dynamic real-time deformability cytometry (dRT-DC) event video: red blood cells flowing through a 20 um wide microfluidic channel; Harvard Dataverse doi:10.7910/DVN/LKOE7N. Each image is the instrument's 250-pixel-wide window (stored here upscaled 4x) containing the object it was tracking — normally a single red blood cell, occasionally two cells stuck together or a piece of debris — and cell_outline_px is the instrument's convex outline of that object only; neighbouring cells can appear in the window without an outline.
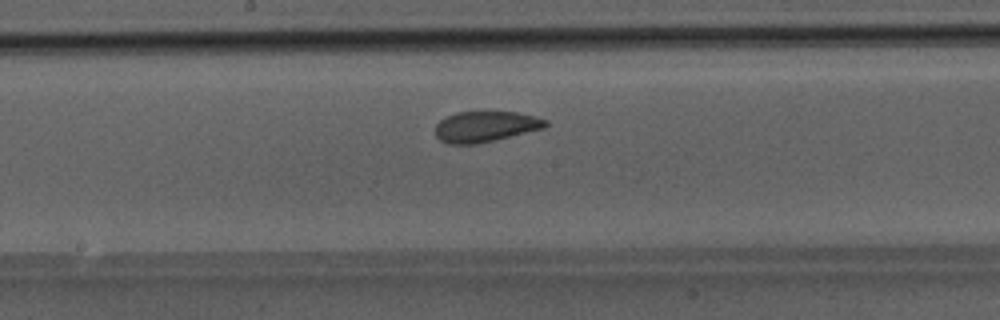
{"species": "Egyptian fruit bat (a non-hibernating species)", "species_latin": "Rousettus aegyptiacus", "temperature_condition": "room temperature", "stored_images_in_passage": 37, "camera_frame_rate_fps": 3000, "um_per_image_px": 0.085, "animal": {"sex": "male"}, "frame": {"image": 1, "passage_image": 15, "time_ms": 4.667, "image_size_px": [1000, 320], "cell_outline_px": [[548, 124], [544, 128], [496, 140], [476, 144], [448, 144], [440, 140], [436, 136], [436, 124], [440, 120], [456, 112], [516, 112], [536, 116], [548, 120]], "centroid_in_image_um": [41.28, 10.76], "position_along_channel_um": 206.9, "area_um2": 19.77}}
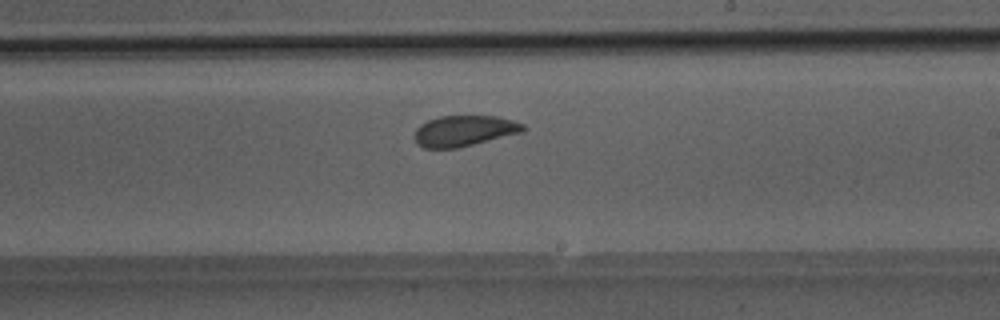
{"frame": {"image": 2, "passage_image": 18, "time_ms": 5.667, "image_size_px": [1000, 320], "cell_outline_px": [[528, 128], [524, 132], [456, 148], [424, 148], [416, 144], [412, 136], [416, 128], [420, 124], [428, 120], [440, 116], [500, 116], [524, 124]], "centroid_in_image_um": [39.44, 11.12], "position_along_channel_um": 249.6, "area_um2": 19.77}}
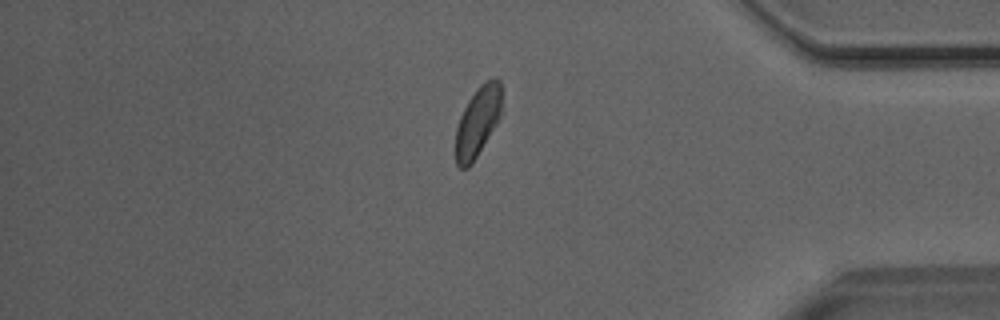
{"frame": {"image": 3, "passage_image": 30, "time_ms": 9.667, "image_size_px": [1000, 320], "cell_outline_px": [[504, 88], [500, 116], [496, 124], [472, 164], [468, 168], [460, 168], [456, 164], [456, 128], [460, 116], [468, 100], [480, 84], [484, 80], [492, 76], [496, 76], [500, 80]], "centroid_in_image_um": [40.65, 10.25], "position_along_channel_um": 394.6, "area_um2": 19.19}}